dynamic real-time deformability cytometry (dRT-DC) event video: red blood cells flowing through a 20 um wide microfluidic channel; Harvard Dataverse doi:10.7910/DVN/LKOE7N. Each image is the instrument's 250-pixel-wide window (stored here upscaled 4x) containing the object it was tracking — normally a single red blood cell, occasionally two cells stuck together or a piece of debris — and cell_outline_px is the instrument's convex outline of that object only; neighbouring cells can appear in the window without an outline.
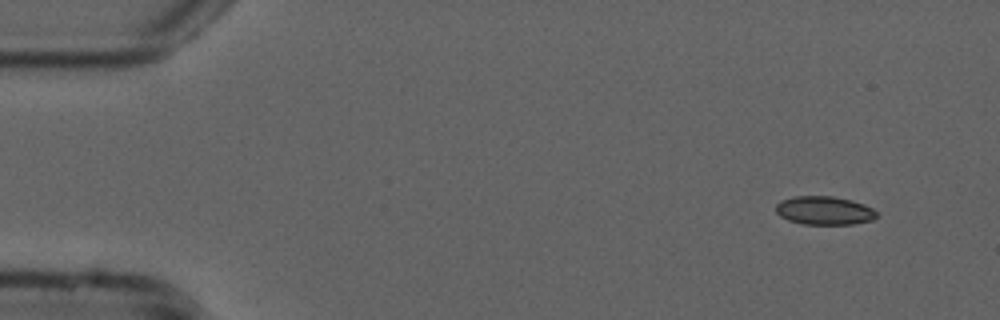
{"species": "common noctule bat (a hibernating species)", "species_latin": "Nyctalus noctula", "temperature_condition": "cold", "stored_images_in_passage": 50, "camera_frame_rate_fps": 3000, "um_per_image_px": 0.085, "animal": {"sex": "male", "forearm_length_mm": 52.5}, "frame": {"image": 1, "passage_image": 1, "time_ms": 0.0, "image_size_px": [1000, 320], "cell_outline_px": [[876, 216], [872, 220], [852, 224], [804, 224], [788, 220], [780, 216], [776, 212], [776, 204], [780, 200], [792, 196], [832, 196], [852, 200], [864, 204], [872, 208], [876, 212]], "centroid_in_image_um": [70.04, 17.88], "position_along_channel_um": 15.0, "area_um2": 16.76}}
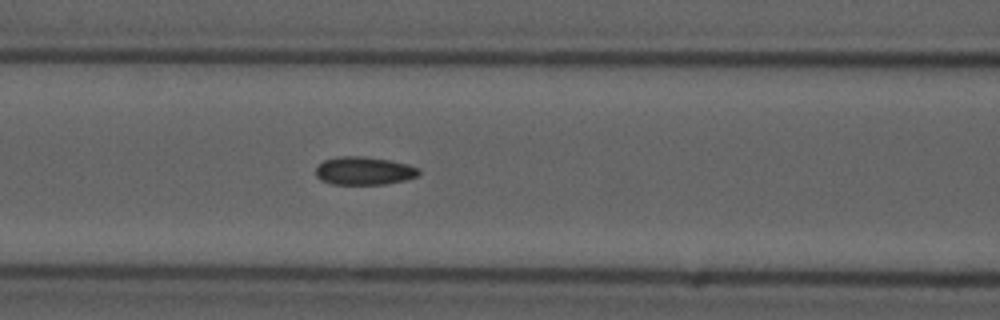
{"frame": {"image": 2, "passage_image": 19, "time_ms": 6.0, "image_size_px": [1000, 320], "cell_outline_px": [[420, 172], [416, 176], [408, 180], [384, 184], [332, 184], [320, 180], [316, 176], [316, 168], [324, 160], [340, 156], [364, 156], [388, 160], [408, 164], [420, 168]], "centroid_in_image_um": [30.96, 14.52], "position_along_channel_um": 135.6, "area_um2": 16.94}}
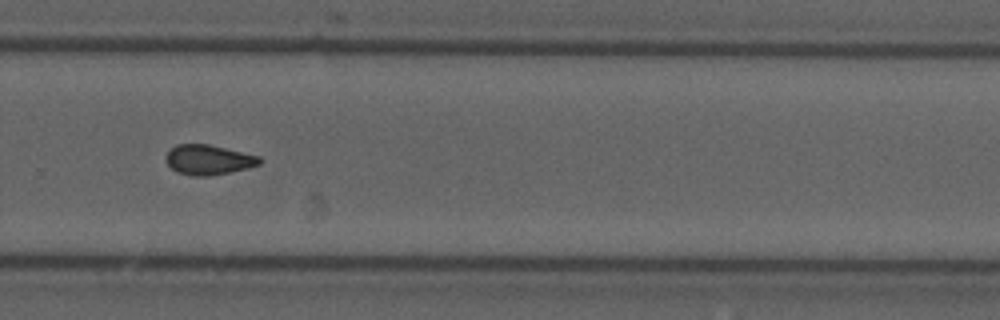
{"frame": {"image": 3, "passage_image": 33, "time_ms": 10.667, "image_size_px": [1000, 320], "cell_outline_px": [[264, 160], [260, 164], [248, 168], [212, 176], [192, 176], [176, 172], [168, 164], [168, 152], [176, 144], [208, 144], [260, 156]], "centroid_in_image_um": [17.77, 13.59], "position_along_channel_um": 312.0, "area_um2": 16.3}, "authors_computed_cell_mechanics": {"area_um2": 16.5308, "velocity_mm_per_s": 3.7846, "shape_relaxation_time_tau1_ms": null, "shape_relaxation_time_tau2_ms": 5.7134, "deformation_change_tau1": null, "deformation_change_tau2": 0.1035}}